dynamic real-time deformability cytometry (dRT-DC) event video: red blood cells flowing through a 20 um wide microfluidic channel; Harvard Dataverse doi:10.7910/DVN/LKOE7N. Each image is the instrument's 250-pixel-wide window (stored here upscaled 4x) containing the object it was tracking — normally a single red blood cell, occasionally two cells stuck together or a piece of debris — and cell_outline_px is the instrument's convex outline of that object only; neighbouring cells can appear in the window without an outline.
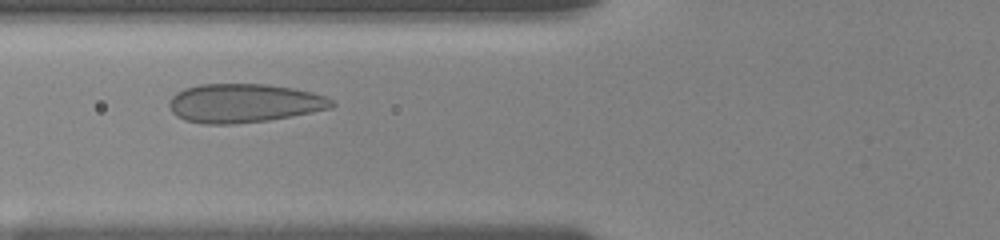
{"species": "human", "species_latin": "Homo sapiens", "temperature_condition": "room temperature", "stored_images_in_passage": 21, "camera_frame_rate_fps": 3000, "um_per_image_px": 0.085, "donor": {"sex": "female"}, "frame": {"image": 1, "passage_image": 7, "time_ms": 3.667, "image_size_px": [1000, 240], "cell_outline_px": [[336, 104], [332, 108], [312, 112], [268, 120], [232, 124], [204, 124], [184, 120], [176, 116], [172, 112], [168, 104], [172, 96], [176, 92], [184, 88], [200, 84], [264, 84], [292, 88], [312, 92], [324, 96], [332, 100]], "centroid_in_image_um": [20.71, 8.77], "position_along_channel_um": 105.1, "area_um2": 36.76}}
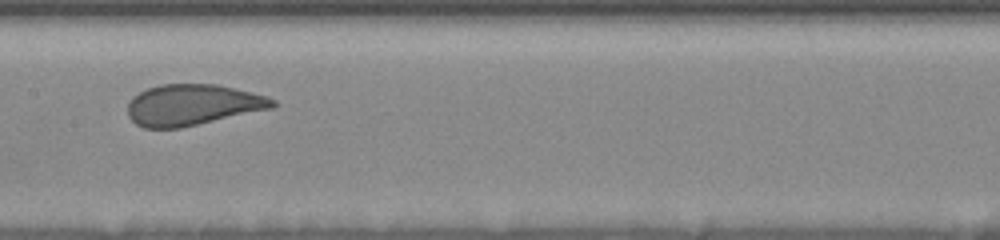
{"frame": {"image": 2, "passage_image": 10, "time_ms": 6.0, "image_size_px": [1000, 240], "cell_outline_px": [[276, 104], [272, 108], [180, 128], [144, 128], [136, 124], [128, 116], [128, 104], [132, 96], [148, 88], [160, 84], [216, 84], [268, 96], [276, 100]], "centroid_in_image_um": [16.35, 8.91], "position_along_channel_um": 191.0, "area_um2": 34.56}}
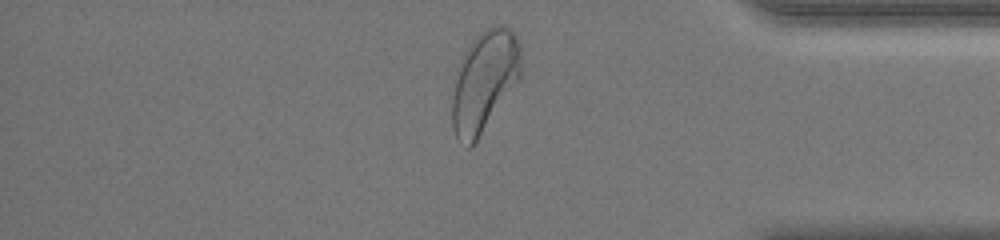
{"frame": {"image": 3, "passage_image": 20, "time_ms": 12.0, "image_size_px": [1000, 240], "cell_outline_px": [[520, 76], [476, 140], [468, 148], [456, 136], [452, 128], [452, 96], [460, 64], [464, 52], [472, 40], [480, 32], [496, 24], [504, 24], [516, 36], [520, 44]], "centroid_in_image_um": [41.16, 6.85], "position_along_channel_um": 394.0, "area_um2": 39.36}, "authors_computed_cell_mechanics": {"area_um2": 36.7608, "velocity_mm_per_s": 3.6743, "shape_relaxation_time_tau1_ms": 5.6424, "shape_relaxation_time_tau2_ms": null, "deformation_change_tau1": 0.1366, "deformation_change_tau2": null}}